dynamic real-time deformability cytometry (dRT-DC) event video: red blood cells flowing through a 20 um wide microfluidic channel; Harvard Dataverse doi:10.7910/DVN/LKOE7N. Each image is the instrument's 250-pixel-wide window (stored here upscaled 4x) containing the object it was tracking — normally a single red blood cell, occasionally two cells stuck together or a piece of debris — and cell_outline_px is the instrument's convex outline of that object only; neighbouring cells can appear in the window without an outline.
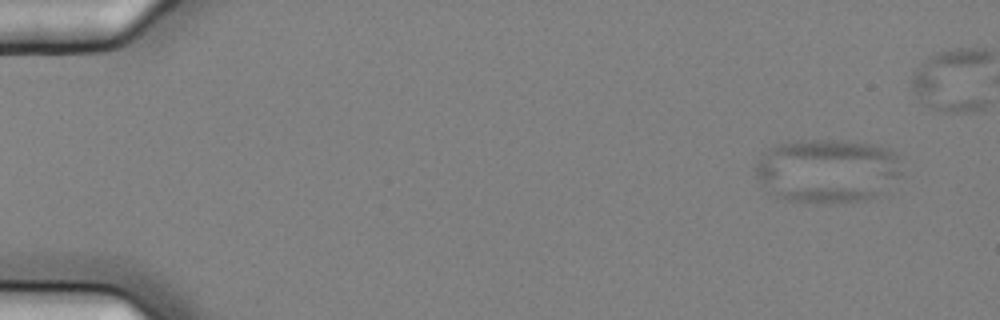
{"species": "common noctule bat (a hibernating species)", "species_latin": "Nyctalus noctula", "temperature_condition": "cold", "stored_images_in_passage": 5, "camera_frame_rate_fps": 3000, "um_per_image_px": 0.085, "animal": {"sex": "female", "body_mass_g": 25.1}, "frame": {"image": 1, "passage_image": 1, "time_ms": 0.0, "image_size_px": [1000, 320], "cell_outline_px": [[900, 176], [888, 192], [884, 196], [868, 200], [832, 204], [820, 204], [788, 200], [776, 196], [768, 192], [756, 176], [756, 160], [768, 148], [780, 144], [796, 140], [844, 140], [872, 144], [888, 148], [896, 152], [900, 156]], "centroid_in_image_um": [70.39, 14.54], "position_along_channel_um": 14.6, "area_um2": 56.01}}